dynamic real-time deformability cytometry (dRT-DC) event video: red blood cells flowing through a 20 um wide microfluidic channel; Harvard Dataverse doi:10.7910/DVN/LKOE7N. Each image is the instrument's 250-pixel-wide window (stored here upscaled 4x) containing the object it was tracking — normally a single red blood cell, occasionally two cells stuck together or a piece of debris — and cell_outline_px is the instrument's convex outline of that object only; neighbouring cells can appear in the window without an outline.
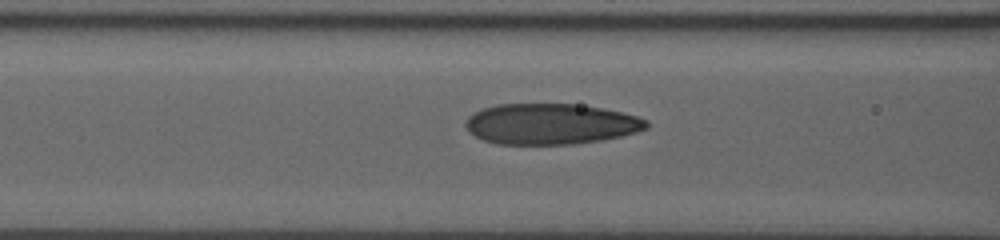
{"species": "human", "species_latin": "Homo sapiens", "temperature_condition": "room temperature", "stored_images_in_passage": 28, "camera_frame_rate_fps": 3000, "um_per_image_px": 0.085, "donor": {"sex": "male"}, "frame": {"image": 1, "passage_image": 14, "time_ms": 4.333, "image_size_px": [1000, 240], "cell_outline_px": [[648, 128], [636, 132], [620, 136], [600, 140], [572, 144], [496, 144], [484, 140], [476, 136], [464, 124], [468, 116], [484, 108], [496, 104], [576, 104], [600, 108], [620, 112], [636, 116], [648, 120]], "centroid_in_image_um": [46.81, 10.54], "position_along_channel_um": 119.8, "area_um2": 42.66}}
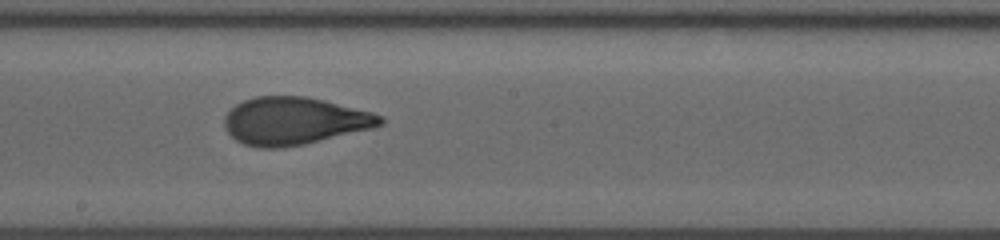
{"frame": {"image": 2, "passage_image": 22, "time_ms": 7.0, "image_size_px": [1000, 240], "cell_outline_px": [[384, 124], [372, 128], [304, 144], [284, 148], [260, 148], [244, 144], [236, 140], [224, 128], [224, 116], [236, 104], [244, 100], [256, 96], [304, 96], [324, 100], [372, 112], [384, 116]], "centroid_in_image_um": [25.0, 10.28], "position_along_channel_um": 223.2, "area_um2": 43.18}}
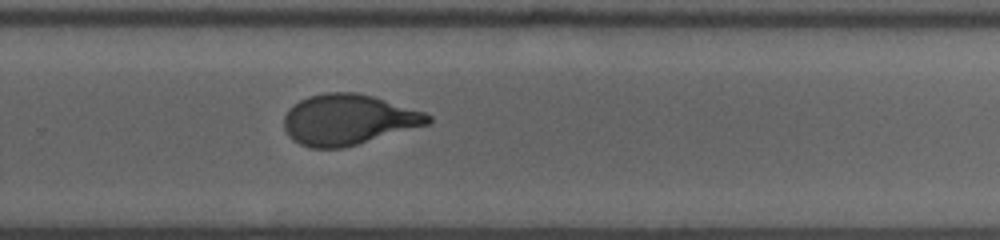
{"frame": {"image": 3, "passage_image": 28, "time_ms": 9.0, "image_size_px": [1000, 240], "cell_outline_px": [[432, 120], [428, 124], [356, 144], [340, 148], [312, 148], [300, 144], [292, 140], [288, 136], [284, 128], [284, 116], [288, 108], [300, 100], [308, 96], [324, 92], [356, 92], [372, 96], [424, 112], [432, 116]], "centroid_in_image_um": [29.55, 10.16], "position_along_channel_um": 300.3, "area_um2": 42.14}}